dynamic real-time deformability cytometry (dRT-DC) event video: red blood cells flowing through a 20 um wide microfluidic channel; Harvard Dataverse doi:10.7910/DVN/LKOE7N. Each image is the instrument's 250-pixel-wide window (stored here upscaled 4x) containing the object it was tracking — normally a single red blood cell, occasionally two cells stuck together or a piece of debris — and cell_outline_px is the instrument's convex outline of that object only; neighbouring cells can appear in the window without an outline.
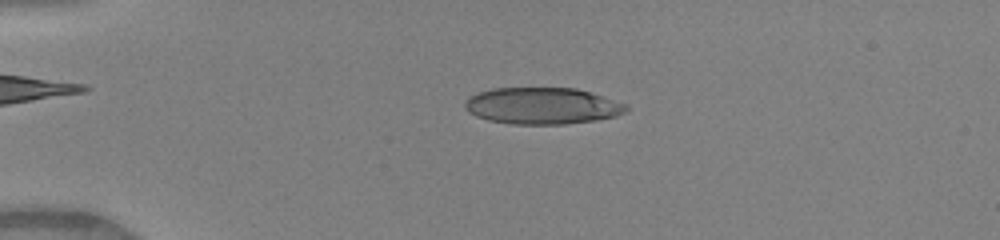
{"species": "human", "species_latin": "Homo sapiens", "temperature_condition": "warm", "stored_images_in_passage": 37, "camera_frame_rate_fps": 3000, "um_per_image_px": 0.085, "donor": {"sex": "female"}, "frame": {"image": 1, "passage_image": 11, "time_ms": 3.333, "image_size_px": [1000, 240], "cell_outline_px": [[628, 108], [624, 112], [616, 116], [596, 120], [564, 124], [512, 124], [488, 120], [476, 116], [468, 112], [464, 108], [464, 104], [468, 96], [492, 88], [576, 88], [628, 104]], "centroid_in_image_um": [46.07, 9.0], "position_along_channel_um": 38.9, "area_um2": 34.45}}
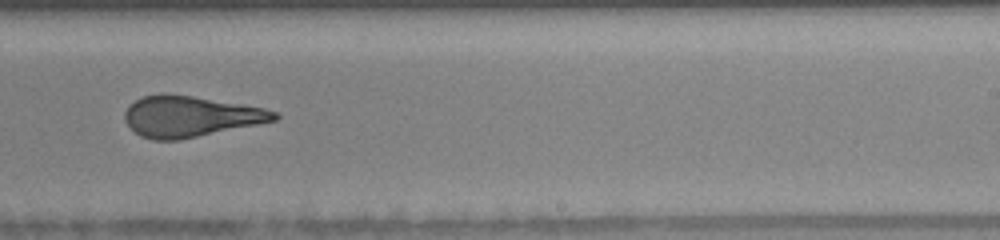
{"frame": {"image": 2, "passage_image": 31, "time_ms": 10.0, "image_size_px": [1000, 240], "cell_outline_px": [[280, 116], [276, 120], [180, 140], [152, 140], [140, 136], [124, 120], [124, 112], [128, 104], [144, 96], [160, 92], [164, 92], [192, 96], [264, 108], [280, 112]], "centroid_in_image_um": [16.14, 9.89], "position_along_channel_um": 272.9, "area_um2": 35.66}}
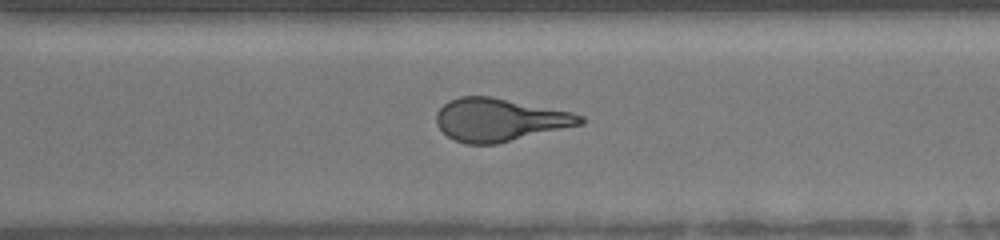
{"frame": {"image": 3, "passage_image": 35, "time_ms": 11.333, "image_size_px": [1000, 240], "cell_outline_px": [[584, 124], [496, 144], [464, 144], [448, 136], [436, 124], [436, 112], [444, 104], [460, 96], [492, 96], [572, 112], [584, 116]], "centroid_in_image_um": [42.48, 10.18], "position_along_channel_um": 328.1, "area_um2": 35.95}}